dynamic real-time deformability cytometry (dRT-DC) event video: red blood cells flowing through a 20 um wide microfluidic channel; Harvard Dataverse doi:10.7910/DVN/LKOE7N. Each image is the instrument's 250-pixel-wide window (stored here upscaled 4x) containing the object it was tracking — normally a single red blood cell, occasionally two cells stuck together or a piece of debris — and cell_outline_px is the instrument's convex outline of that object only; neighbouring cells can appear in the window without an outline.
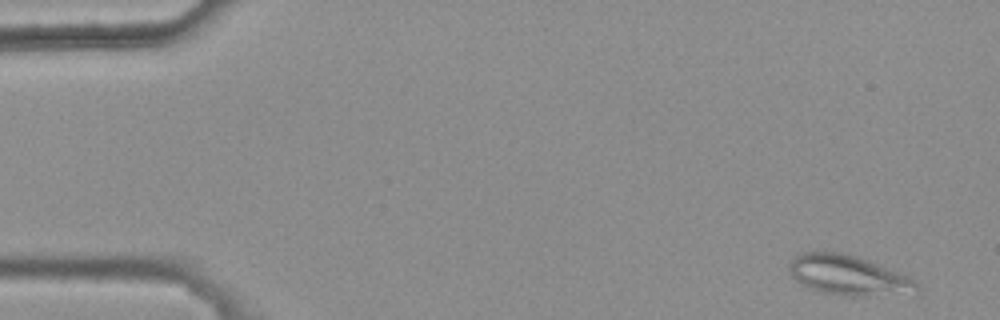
{"species": "common noctule bat (a hibernating species)", "species_latin": "Nyctalus noctula", "temperature_condition": "warm", "stored_images_in_passage": 7, "camera_frame_rate_fps": 3000, "um_per_image_px": 0.085, "animal": {"sex": "female", "body_mass_g": 25.1}, "frame": {"image": 1, "passage_image": 1, "time_ms": 0.0, "image_size_px": [1000, 320], "cell_outline_px": [[920, 296], [848, 296], [820, 292], [796, 280], [792, 276], [788, 268], [788, 264], [796, 256], [804, 252], [840, 252], [856, 256], [908, 276], [920, 288]], "centroid_in_image_um": [72.22, 23.45], "position_along_channel_um": 12.8, "area_um2": 29.94}}
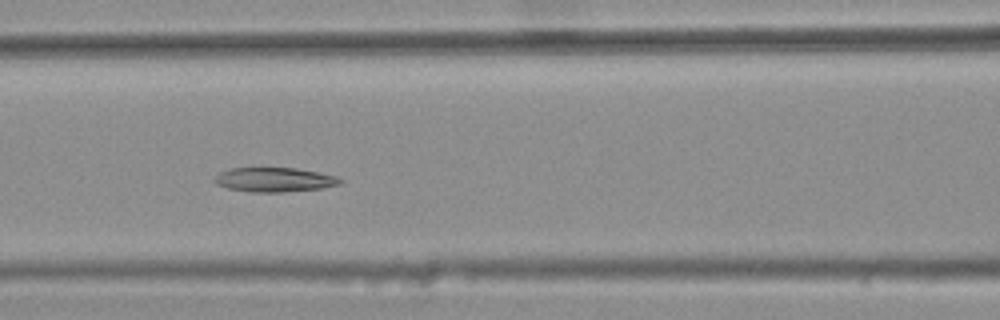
{"frame": {"image": 2, "passage_image": 7, "time_ms": 2.0, "image_size_px": [1000, 320], "cell_outline_px": [[344, 180], [340, 184], [320, 188], [284, 192], [252, 192], [228, 188], [216, 184], [212, 180], [220, 172], [228, 168], [296, 168], [336, 176]], "centroid_in_image_um": [23.3, 15.27], "position_along_channel_um": 143.3, "area_um2": 17.74}}